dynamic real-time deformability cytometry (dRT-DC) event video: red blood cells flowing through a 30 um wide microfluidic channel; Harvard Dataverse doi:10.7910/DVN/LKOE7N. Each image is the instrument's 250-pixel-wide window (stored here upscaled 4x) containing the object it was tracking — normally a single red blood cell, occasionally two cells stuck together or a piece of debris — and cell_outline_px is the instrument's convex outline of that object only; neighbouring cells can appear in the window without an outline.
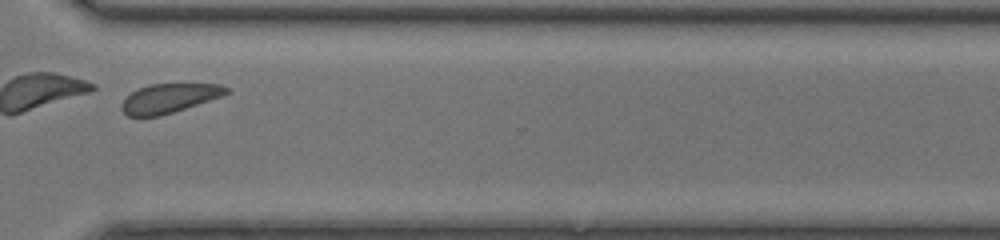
{"species": "common noctule bat (a hibernating species)", "species_latin": "Nyctalus noctula", "temperature_condition": "room temperature", "stored_images_in_passage": 29, "camera_frame_rate_fps": 3000, "um_per_image_px": 0.085, "animal": {"sex": "female", "body_mass_g": 17.0, "forearm_length_mm": 48.0}, "frame": {"image": 1, "passage_image": 25, "time_ms": 8.0, "image_size_px": [1000, 240], "cell_outline_px": [[228, 92], [220, 96], [160, 116], [128, 116], [120, 108], [120, 104], [132, 92], [140, 88], [152, 84], [220, 84], [228, 88]], "centroid_in_image_um": [14.33, 8.35], "position_along_channel_um": 356.3, "area_um2": 17.28}, "authors_computed_cell_mechanics": {"area_um2": 18.496, "velocity_mm_per_s": 4.2184, "shape_relaxation_time_tau1_ms": 0.7272, "shape_relaxation_time_tau2_ms": 2.4997, "deformation_change_tau1": 0.0346, "deformation_change_tau2": 0.0946}}